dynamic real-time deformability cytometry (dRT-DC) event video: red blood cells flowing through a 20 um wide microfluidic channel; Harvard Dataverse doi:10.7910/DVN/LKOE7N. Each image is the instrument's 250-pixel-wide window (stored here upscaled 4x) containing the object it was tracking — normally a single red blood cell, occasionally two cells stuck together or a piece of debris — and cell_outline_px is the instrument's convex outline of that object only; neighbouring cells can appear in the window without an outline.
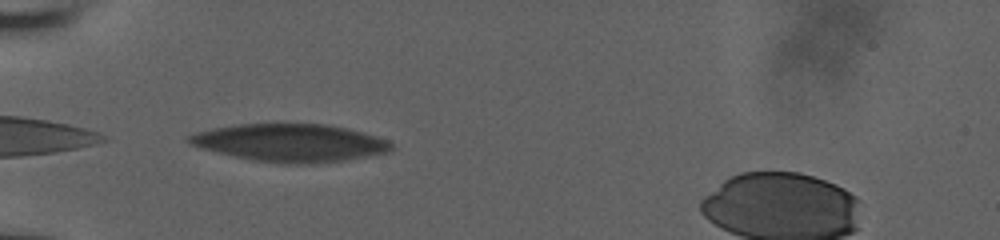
{"species": "human", "species_latin": "Homo sapiens", "temperature_condition": "room temperature", "stored_images_in_passage": 37, "camera_frame_rate_fps": 3000, "um_per_image_px": 0.085, "donor": {"sex": "male"}, "frame": {"image": 1, "passage_image": 1, "time_ms": 0.0, "image_size_px": [1000, 240], "cell_outline_px": [[392, 148], [388, 152], [368, 156], [316, 164], [280, 164], [256, 160], [236, 156], [200, 148], [188, 144], [184, 140], [184, 136], [196, 132], [212, 128], [236, 124], [328, 124], [376, 136], [388, 140], [392, 144]], "centroid_in_image_um": [24.61, 12.14], "position_along_channel_um": 60.4, "area_um2": 44.51}}
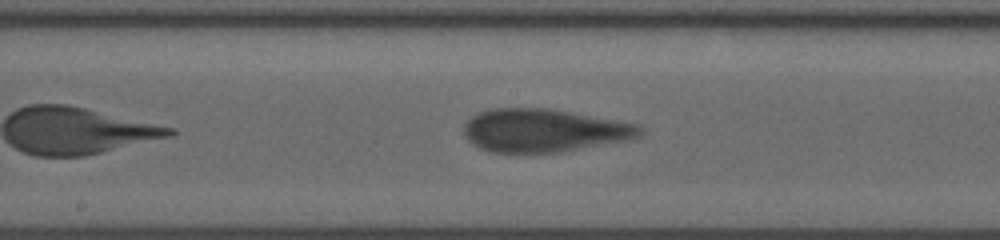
{"frame": {"image": 2, "passage_image": 13, "time_ms": 4.0, "image_size_px": [1000, 240], "cell_outline_px": [[644, 132], [640, 136], [624, 140], [560, 152], [492, 152], [480, 148], [472, 144], [468, 140], [464, 132], [464, 124], [472, 116], [480, 112], [492, 108], [548, 108], [640, 124], [644, 128]], "centroid_in_image_um": [46.23, 11.08], "position_along_channel_um": 202.0, "area_um2": 43.99}}
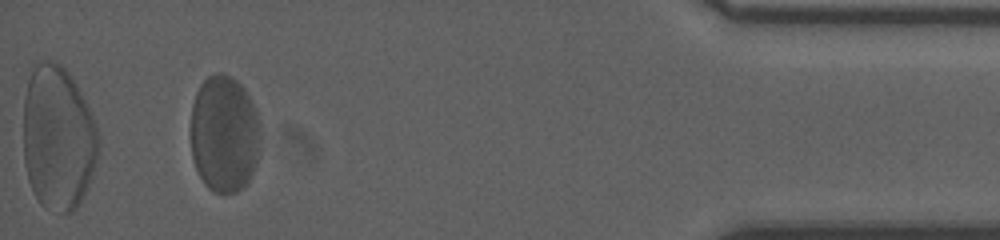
{"frame": {"image": 3, "passage_image": 34, "time_ms": 11.0, "image_size_px": [1000, 240], "cell_outline_px": [[260, 156], [248, 180], [236, 192], [216, 192], [208, 188], [204, 184], [196, 168], [192, 156], [192, 104], [196, 92], [200, 84], [208, 76], [216, 72], [224, 72], [232, 76], [244, 88], [256, 112], [260, 124]], "centroid_in_image_um": [19.07, 11.35], "position_along_channel_um": 416.1, "area_um2": 47.74}, "authors_computed_cell_mechanics": {"area_um2": 43.9858, "velocity_mm_per_s": 3.8386, "shape_relaxation_time_tau1_ms": 10.4648, "shape_relaxation_time_tau2_ms": 0.9943, "deformation_change_tau1": 0.2301, "deformation_change_tau2": 0.0694}}